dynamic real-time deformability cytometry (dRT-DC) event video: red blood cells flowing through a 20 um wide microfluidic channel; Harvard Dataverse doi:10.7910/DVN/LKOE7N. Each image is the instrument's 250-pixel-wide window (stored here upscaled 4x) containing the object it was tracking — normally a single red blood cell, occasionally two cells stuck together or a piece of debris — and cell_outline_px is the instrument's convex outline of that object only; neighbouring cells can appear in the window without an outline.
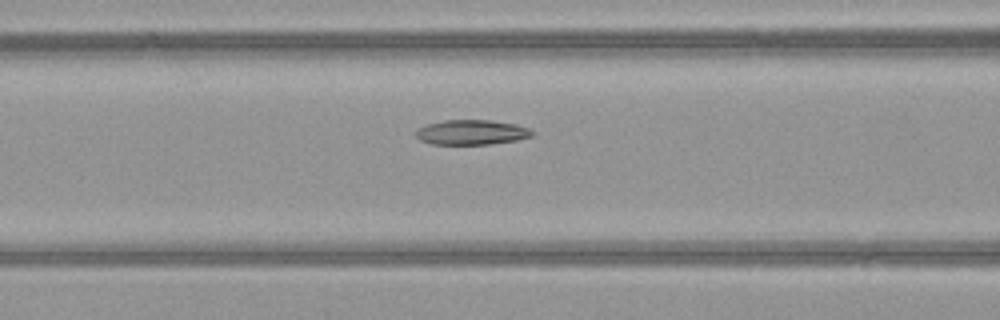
{"species": "common noctule bat (a hibernating species)", "species_latin": "Nyctalus noctula", "temperature_condition": "warm", "stored_images_in_passage": 8, "camera_frame_rate_fps": 3000, "um_per_image_px": 0.085, "animal": {"sex": "female", "body_mass_g": 21.9}, "frame": {"image": 1, "passage_image": 6, "time_ms": 1.667, "image_size_px": [1000, 320], "cell_outline_px": [[536, 132], [532, 136], [516, 140], [488, 144], [432, 144], [420, 140], [416, 136], [416, 128], [428, 124], [444, 120], [492, 120], [516, 124], [528, 128]], "centroid_in_image_um": [40.09, 11.24], "position_along_channel_um": 126.5, "area_um2": 16.88}}